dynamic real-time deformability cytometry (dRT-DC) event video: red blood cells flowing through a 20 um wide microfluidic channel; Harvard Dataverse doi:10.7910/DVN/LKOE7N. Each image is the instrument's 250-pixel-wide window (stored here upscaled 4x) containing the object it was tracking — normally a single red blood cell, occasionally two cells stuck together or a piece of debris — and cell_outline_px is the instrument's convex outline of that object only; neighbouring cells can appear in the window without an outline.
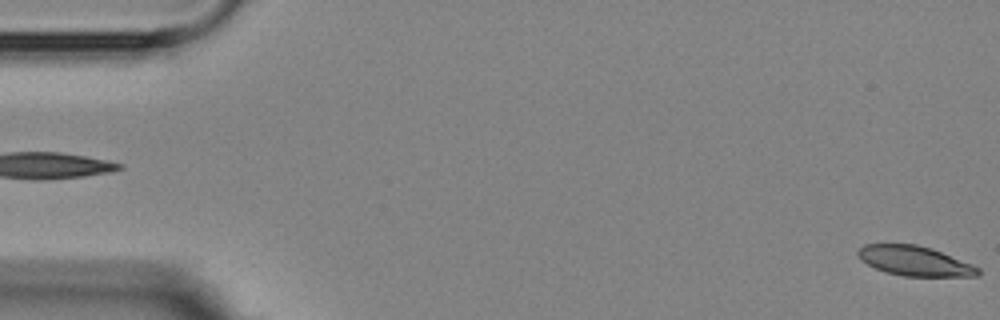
{"species": "Egyptian fruit bat (a non-hibernating species)", "species_latin": "Rousettus aegyptiacus", "temperature_condition": "room temperature", "stored_images_in_passage": 5, "segment_of_instrument_passage": [2, 2], "camera_frame_rate_fps": 3000, "um_per_image_px": 0.085, "animal": {"sex": "female"}, "frame": {"image": 1, "passage_image": 5, "time_ms": 5.667, "image_size_px": [1000, 320], "cell_outline_px": [[980, 276], [904, 276], [884, 272], [860, 260], [856, 252], [864, 244], [916, 244], [932, 248], [972, 264], [980, 268]], "centroid_in_image_um": [77.75, 22.18], "position_along_channel_um": 7.3, "area_um2": 20.87}}